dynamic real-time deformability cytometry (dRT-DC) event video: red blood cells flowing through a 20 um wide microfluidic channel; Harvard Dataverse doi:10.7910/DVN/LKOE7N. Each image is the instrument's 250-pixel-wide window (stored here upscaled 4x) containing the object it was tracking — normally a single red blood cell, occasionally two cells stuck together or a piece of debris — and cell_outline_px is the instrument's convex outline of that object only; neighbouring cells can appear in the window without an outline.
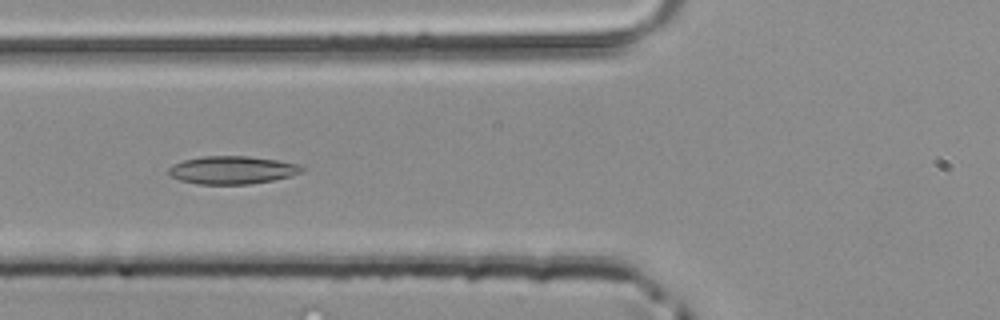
{"species": "common noctule bat (a hibernating species)", "species_latin": "Nyctalus noctula", "temperature_condition": "room temperature", "stored_images_in_passage": 37, "camera_frame_rate_fps": 3000, "um_per_image_px": 0.085, "animal": {"sex": "male", "body_mass_g": 20.4}, "frame": {"image": 1, "passage_image": 9, "time_ms": 2.667, "image_size_px": [1000, 320], "cell_outline_px": [[308, 168], [292, 176], [272, 180], [248, 184], [196, 184], [180, 180], [168, 176], [168, 168], [172, 164], [184, 160], [204, 156], [248, 156], [276, 160], [296, 164]], "centroid_in_image_um": [19.7, 14.45], "position_along_channel_um": 106.1, "area_um2": 21.73}}
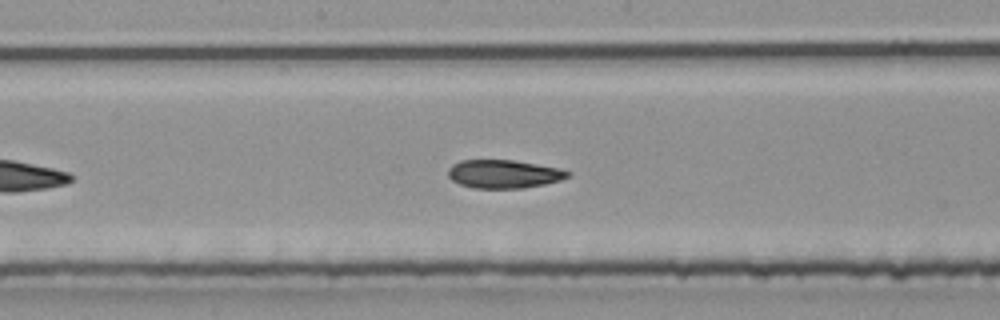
{"frame": {"image": 2, "passage_image": 16, "time_ms": 5.0, "image_size_px": [1000, 320], "cell_outline_px": [[572, 176], [560, 180], [544, 184], [524, 188], [472, 188], [460, 184], [452, 180], [448, 176], [448, 168], [452, 164], [460, 160], [512, 160], [560, 168], [572, 172]], "centroid_in_image_um": [42.83, 14.79], "position_along_channel_um": 205.4, "area_um2": 19.88}}
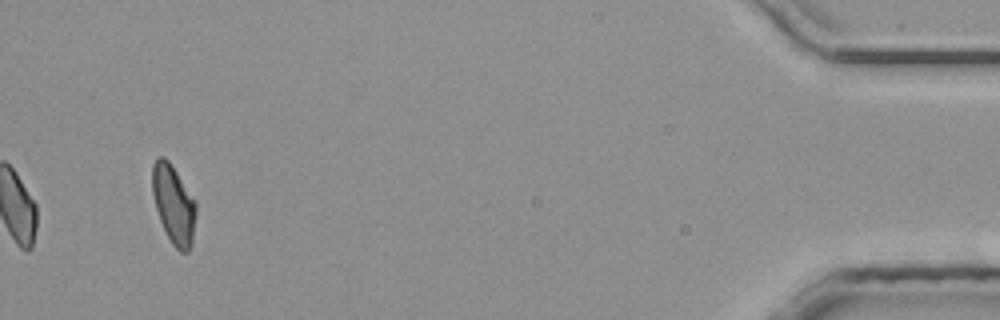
{"frame": {"image": 3, "passage_image": 37, "time_ms": 12.0, "image_size_px": [1000, 320], "cell_outline_px": [[196, 212], [192, 244], [188, 252], [180, 252], [172, 244], [160, 220], [156, 208], [152, 192], [152, 164], [160, 156], [164, 156], [168, 160], [196, 200]], "centroid_in_image_um": [14.77, 17.37], "position_along_channel_um": 420.4, "area_um2": 20.0}}